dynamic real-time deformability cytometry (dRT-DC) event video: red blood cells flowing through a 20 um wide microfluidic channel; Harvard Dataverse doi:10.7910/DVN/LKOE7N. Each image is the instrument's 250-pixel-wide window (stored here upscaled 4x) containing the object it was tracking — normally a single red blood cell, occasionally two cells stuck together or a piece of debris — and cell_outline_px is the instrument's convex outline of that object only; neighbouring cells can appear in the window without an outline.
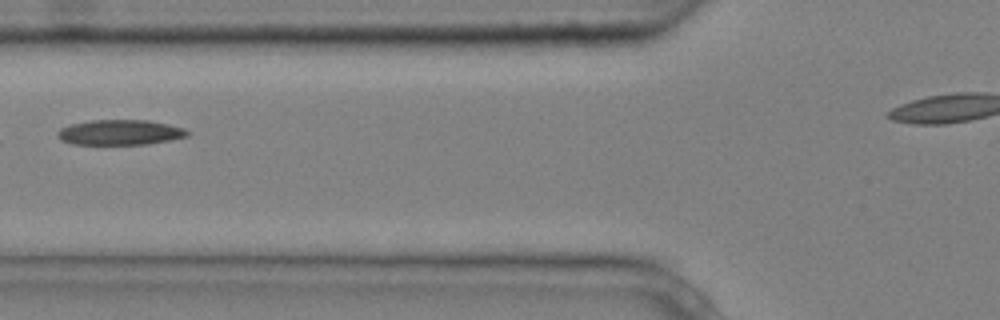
{"species": "common noctule bat (a hibernating species)", "species_latin": "Nyctalus noctula", "temperature_condition": "cold", "stored_images_in_passage": 7, "camera_frame_rate_fps": 3000, "um_per_image_px": 0.085, "animal": {"sex": "male", "body_mass_g": 20.4}, "frame": {"image": 1, "passage_image": 7, "time_ms": 2.0, "image_size_px": [1000, 320], "cell_outline_px": [[192, 132], [188, 136], [172, 140], [148, 144], [72, 144], [60, 140], [56, 136], [56, 132], [60, 128], [72, 124], [92, 120], [148, 120], [168, 124], [184, 128]], "centroid_in_image_um": [10.22, 11.25], "position_along_channel_um": 115.6, "area_um2": 19.25}}